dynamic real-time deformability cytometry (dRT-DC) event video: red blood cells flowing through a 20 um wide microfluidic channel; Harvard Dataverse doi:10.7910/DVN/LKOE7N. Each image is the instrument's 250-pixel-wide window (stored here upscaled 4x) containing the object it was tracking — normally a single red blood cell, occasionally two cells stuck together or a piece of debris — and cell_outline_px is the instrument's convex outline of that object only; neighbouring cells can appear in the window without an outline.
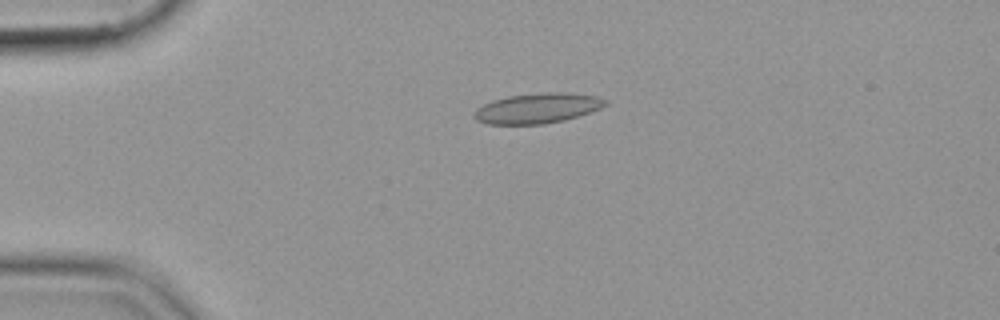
{"species": "common noctule bat (a hibernating species)", "species_latin": "Nyctalus noctula", "temperature_condition": "cold", "stored_images_in_passage": 43, "camera_frame_rate_fps": 3000, "um_per_image_px": 0.085, "animal": {"sex": "female", "body_mass_g": 19.9}, "frame": {"image": 1, "passage_image": 1, "time_ms": 0.0, "image_size_px": [1000, 320], "cell_outline_px": [[608, 104], [600, 108], [564, 120], [544, 124], [488, 124], [476, 120], [472, 116], [476, 108], [492, 100], [508, 96], [544, 92], [564, 92], [596, 96], [608, 100]], "centroid_in_image_um": [45.66, 9.19], "position_along_channel_um": 39.3, "area_um2": 23.0}}
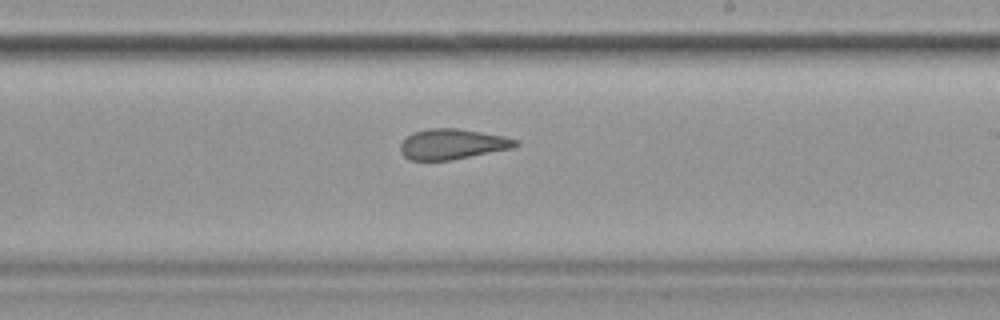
{"frame": {"image": 2, "passage_image": 21, "time_ms": 6.667, "image_size_px": [1000, 320], "cell_outline_px": [[520, 144], [516, 148], [448, 160], [412, 160], [404, 156], [400, 152], [400, 144], [412, 132], [428, 128], [456, 128], [504, 136], [516, 140]], "centroid_in_image_um": [38.46, 12.24], "position_along_channel_um": 250.5, "area_um2": 20.35}}
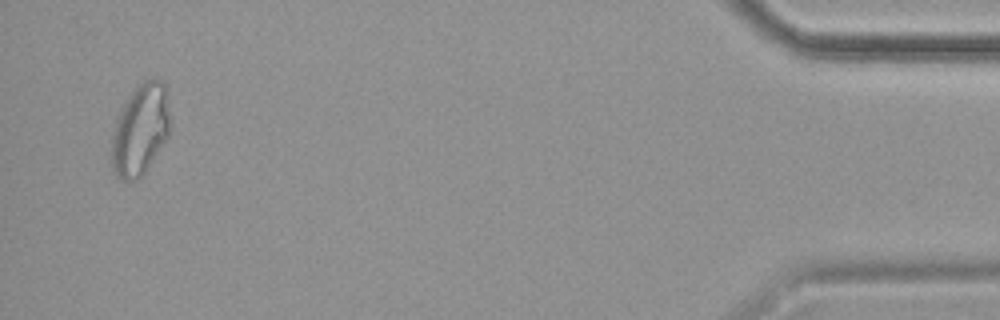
{"frame": {"image": 3, "passage_image": 41, "time_ms": 13.333, "image_size_px": [1000, 320], "cell_outline_px": [[172, 124], [168, 136], [144, 172], [136, 180], [124, 180], [112, 168], [112, 136], [116, 116], [128, 96], [144, 80], [152, 76], [164, 80], [168, 84]], "centroid_in_image_um": [11.99, 10.9], "position_along_channel_um": 423.2, "area_um2": 31.67}}